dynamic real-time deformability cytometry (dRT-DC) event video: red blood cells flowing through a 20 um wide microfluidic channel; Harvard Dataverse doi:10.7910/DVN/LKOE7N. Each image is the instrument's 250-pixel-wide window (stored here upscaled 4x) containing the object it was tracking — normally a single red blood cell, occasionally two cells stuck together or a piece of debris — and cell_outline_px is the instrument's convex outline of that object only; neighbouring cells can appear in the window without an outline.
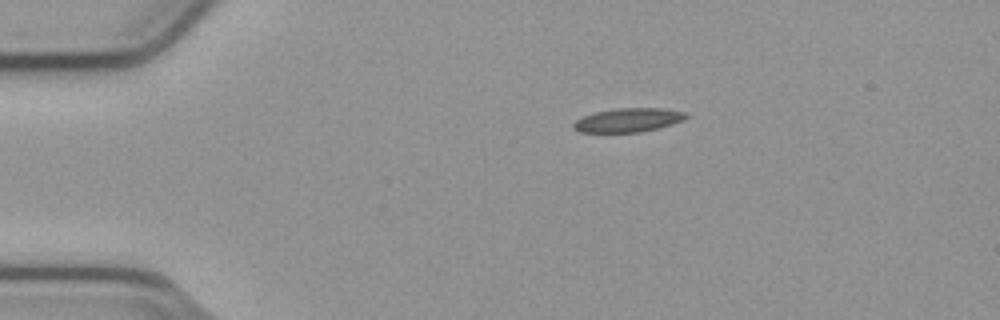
{"species": "common noctule bat (a hibernating species)", "species_latin": "Nyctalus noctula", "temperature_condition": "cold", "stored_images_in_passage": 44, "camera_frame_rate_fps": 3000, "um_per_image_px": 0.085, "animal": {"sex": "male", "body_mass_g": 23.1, "forearm_length_mm": 52.7}, "frame": {"image": 1, "passage_image": 1, "time_ms": 0.0, "image_size_px": [1000, 320], "cell_outline_px": [[688, 116], [684, 120], [672, 124], [640, 132], [580, 132], [572, 128], [572, 124], [576, 120], [584, 116], [596, 112], [616, 108], [664, 108], [688, 112]], "centroid_in_image_um": [53.42, 10.2], "position_along_channel_um": 31.6, "area_um2": 15.66}}
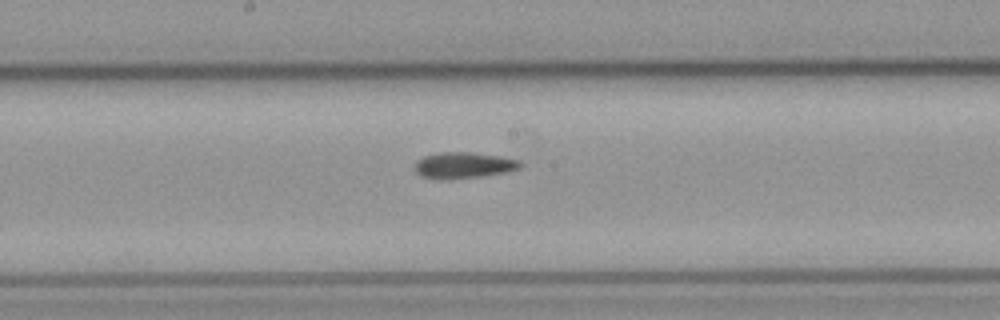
{"frame": {"image": 2, "passage_image": 19, "time_ms": 6.0, "image_size_px": [1000, 320], "cell_outline_px": [[524, 164], [520, 168], [504, 172], [480, 176], [448, 180], [420, 176], [416, 172], [416, 160], [424, 156], [440, 152], [472, 152], [500, 156], [520, 160]], "centroid_in_image_um": [39.42, 14.04], "position_along_channel_um": 208.8, "area_um2": 16.07}}
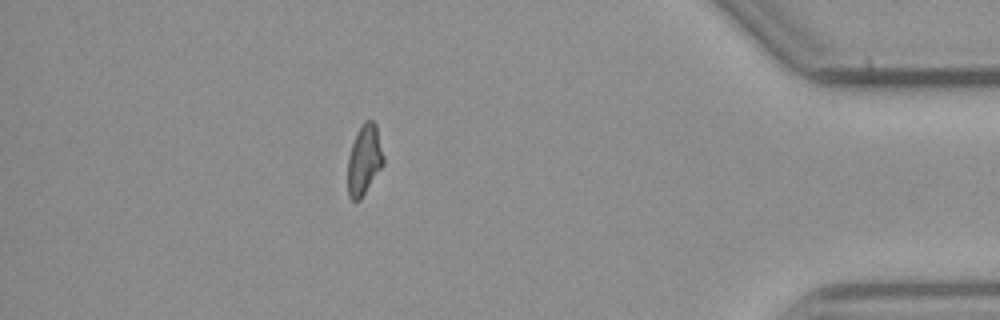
{"frame": {"image": 3, "passage_image": 38, "time_ms": 12.333, "image_size_px": [1000, 320], "cell_outline_px": [[384, 164], [360, 200], [352, 200], [348, 196], [348, 156], [352, 144], [364, 120], [372, 120], [376, 124], [384, 156]], "centroid_in_image_um": [30.97, 13.6], "position_along_channel_um": 404.2, "area_um2": 14.51}}